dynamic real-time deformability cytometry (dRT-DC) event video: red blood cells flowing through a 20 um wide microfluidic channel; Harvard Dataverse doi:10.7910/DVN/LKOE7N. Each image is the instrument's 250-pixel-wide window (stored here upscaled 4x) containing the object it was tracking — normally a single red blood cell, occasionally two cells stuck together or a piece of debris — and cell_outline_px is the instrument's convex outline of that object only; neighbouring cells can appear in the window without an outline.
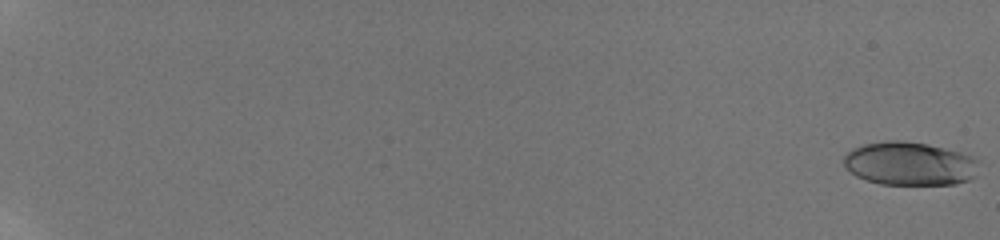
{"species": "human", "species_latin": "Homo sapiens", "temperature_condition": "room temperature", "stored_images_in_passage": 59, "camera_frame_rate_fps": 3000, "um_per_image_px": 0.085, "donor": {"sex": "male"}, "frame": {"image": 1, "passage_image": 1, "time_ms": 0.0, "image_size_px": [1000, 240], "cell_outline_px": [[976, 176], [968, 180], [956, 184], [880, 184], [856, 176], [844, 164], [844, 156], [852, 148], [864, 144], [888, 140], [900, 140], [928, 144], [960, 152], [972, 156], [976, 160]], "centroid_in_image_um": [77.31, 13.9], "position_along_channel_um": 7.7, "area_um2": 33.99}}
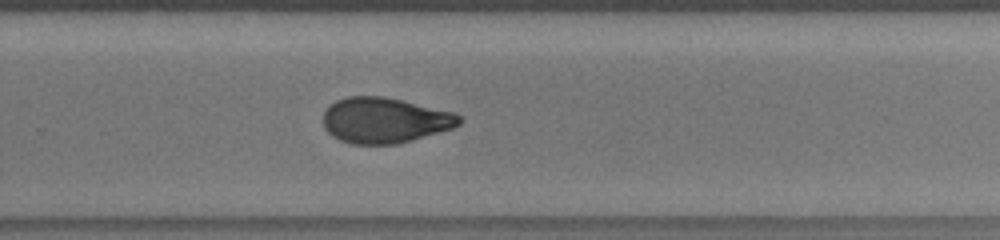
{"frame": {"image": 2, "passage_image": 44, "time_ms": 14.333, "image_size_px": [1000, 240], "cell_outline_px": [[464, 120], [460, 124], [452, 128], [412, 140], [396, 144], [352, 144], [340, 140], [332, 136], [324, 128], [324, 112], [328, 104], [336, 100], [348, 96], [384, 96], [404, 100], [456, 112]], "centroid_in_image_um": [32.71, 10.21], "position_along_channel_um": 297.1, "area_um2": 36.47}}
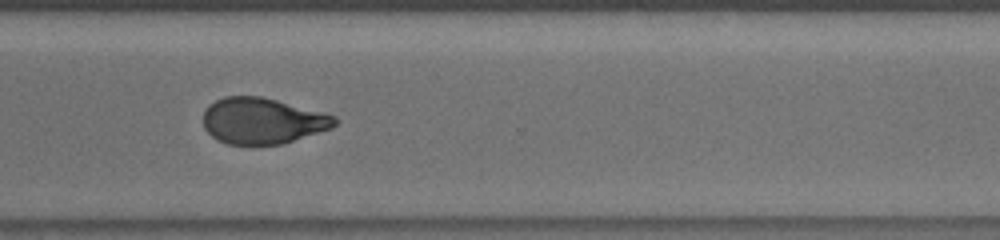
{"frame": {"image": 3, "passage_image": 48, "time_ms": 15.667, "image_size_px": [1000, 240], "cell_outline_px": [[336, 124], [332, 128], [284, 144], [228, 144], [216, 140], [204, 128], [204, 112], [208, 104], [224, 96], [260, 96], [276, 100], [336, 116]], "centroid_in_image_um": [22.29, 10.27], "position_along_channel_um": 348.3, "area_um2": 35.2}, "authors_computed_cell_mechanics": {"area_um2": 35.836, "velocity_mm_per_s": 3.8374, "shape_relaxation_time_tau1_ms": 5.2266, "shape_relaxation_time_tau2_ms": 1.8067, "deformation_change_tau1": 0.1948, "deformation_change_tau2": 0.0715}}